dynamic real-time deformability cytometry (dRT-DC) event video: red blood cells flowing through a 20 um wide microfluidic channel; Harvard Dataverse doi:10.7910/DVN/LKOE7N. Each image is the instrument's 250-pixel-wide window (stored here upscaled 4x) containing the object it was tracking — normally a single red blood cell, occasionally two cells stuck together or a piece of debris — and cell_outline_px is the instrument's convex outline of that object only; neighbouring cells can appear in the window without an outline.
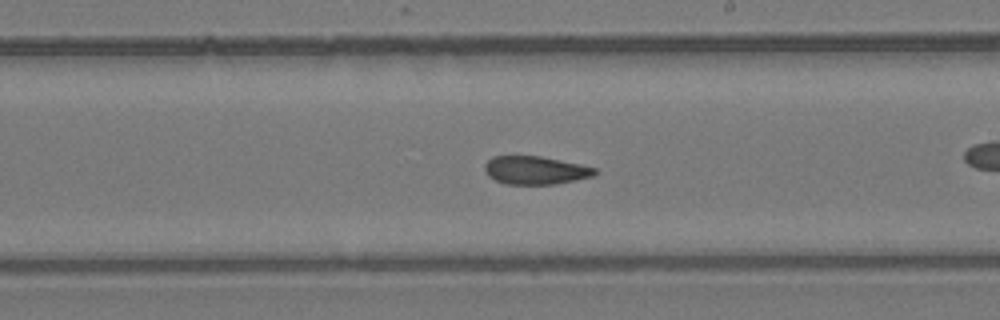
{"species": "common noctule bat (a hibernating species)", "species_latin": "Nyctalus noctula", "temperature_condition": "room temperature", "stored_images_in_passage": 51, "camera_frame_rate_fps": 3000, "um_per_image_px": 0.085, "animal": {"sex": "female", "body_mass_g": 24.6, "forearm_length_mm": 56.2}, "frame": {"image": 1, "passage_image": 29, "time_ms": 9.333, "image_size_px": [1000, 320], "cell_outline_px": [[596, 176], [556, 184], [504, 184], [488, 176], [484, 172], [484, 164], [492, 156], [540, 156], [580, 164], [596, 168]], "centroid_in_image_um": [45.5, 14.47], "position_along_channel_um": 243.5, "area_um2": 18.21}}